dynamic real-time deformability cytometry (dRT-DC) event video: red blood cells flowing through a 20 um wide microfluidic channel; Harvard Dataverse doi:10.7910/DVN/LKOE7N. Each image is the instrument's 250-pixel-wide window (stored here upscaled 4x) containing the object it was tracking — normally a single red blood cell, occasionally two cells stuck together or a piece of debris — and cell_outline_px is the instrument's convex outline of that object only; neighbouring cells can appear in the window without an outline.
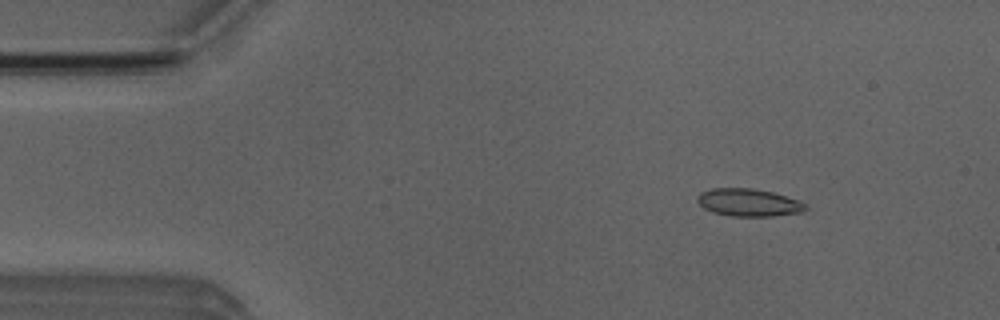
{"species": "Egyptian fruit bat (a non-hibernating species)", "species_latin": "Rousettus aegyptiacus", "temperature_condition": "room temperature", "stored_images_in_passage": 14, "camera_frame_rate_fps": 3000, "um_per_image_px": 0.085, "animal": {"sex": "male"}, "frame": {"image": 1, "passage_image": 7, "time_ms": 2.0, "image_size_px": [1000, 320], "cell_outline_px": [[808, 208], [804, 212], [772, 216], [732, 216], [712, 212], [704, 208], [696, 200], [696, 196], [700, 192], [712, 188], [752, 188], [772, 192], [800, 200], [808, 204]], "centroid_in_image_um": [63.66, 17.21], "position_along_channel_um": 21.3, "area_um2": 17.63}}